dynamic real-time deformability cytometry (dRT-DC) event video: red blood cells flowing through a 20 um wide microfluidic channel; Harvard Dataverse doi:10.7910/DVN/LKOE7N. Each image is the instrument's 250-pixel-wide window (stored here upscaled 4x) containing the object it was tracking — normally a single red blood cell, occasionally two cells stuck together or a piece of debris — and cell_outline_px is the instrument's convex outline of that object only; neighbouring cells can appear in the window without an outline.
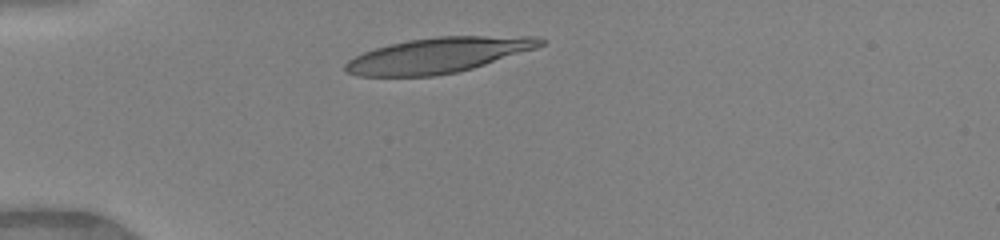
{"species": "human", "species_latin": "Homo sapiens", "temperature_condition": "warm", "stored_images_in_passage": 32, "camera_frame_rate_fps": 3000, "um_per_image_px": 0.085, "donor": {"sex": "female"}, "frame": {"image": 1, "passage_image": 1, "time_ms": 0.0, "image_size_px": [1000, 240], "cell_outline_px": [[548, 40], [544, 44], [536, 48], [472, 68], [456, 72], [436, 76], [360, 76], [348, 72], [344, 68], [344, 64], [348, 60], [364, 52], [376, 48], [408, 40], [436, 36], [540, 36]], "centroid_in_image_um": [37.29, 4.68], "position_along_channel_um": 47.7, "area_um2": 39.94}}
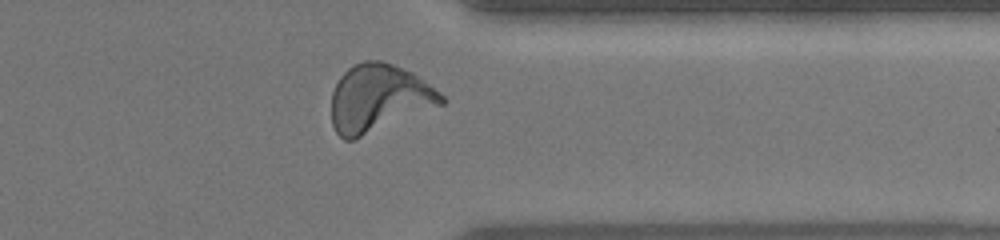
{"frame": {"image": 2, "passage_image": 27, "time_ms": 8.667, "image_size_px": [1000, 240], "cell_outline_px": [[448, 100], [444, 104], [352, 140], [344, 140], [336, 132], [332, 124], [332, 92], [340, 76], [348, 68], [364, 60], [380, 60], [392, 64], [412, 72], [424, 80], [440, 92]], "centroid_in_image_um": [32.2, 8.34], "position_along_channel_um": 379.2, "area_um2": 43.06}}
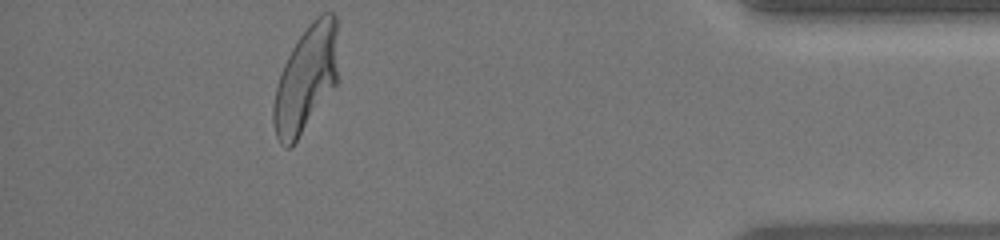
{"frame": {"image": 3, "passage_image": 32, "time_ms": 10.333, "image_size_px": [1000, 240], "cell_outline_px": [[336, 84], [296, 140], [288, 148], [284, 148], [280, 144], [276, 136], [272, 120], [272, 108], [276, 88], [284, 64], [292, 48], [300, 36], [312, 20], [320, 12], [332, 12], [336, 16]], "centroid_in_image_um": [25.98, 6.7], "position_along_channel_um": 409.2, "area_um2": 39.25}}